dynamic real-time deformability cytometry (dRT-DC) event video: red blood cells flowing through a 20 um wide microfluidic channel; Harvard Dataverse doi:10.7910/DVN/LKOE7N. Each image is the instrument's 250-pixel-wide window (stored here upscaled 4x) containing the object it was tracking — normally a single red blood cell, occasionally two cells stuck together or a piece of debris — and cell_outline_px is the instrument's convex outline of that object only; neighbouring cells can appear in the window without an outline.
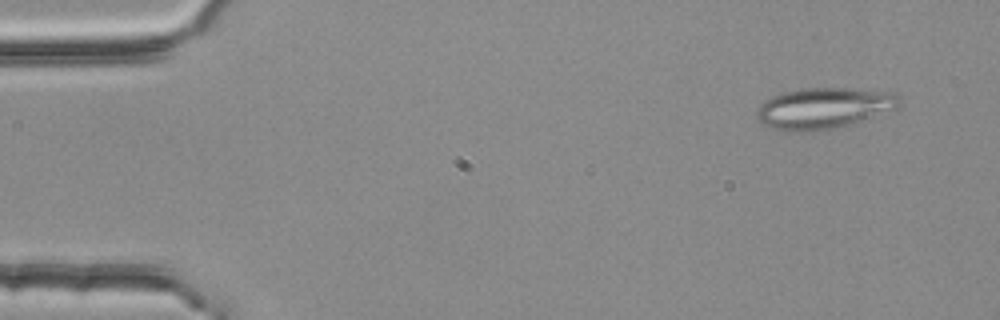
{"species": "common noctule bat (a hibernating species)", "species_latin": "Nyctalus noctula", "temperature_condition": "room temperature", "stored_images_in_passage": 54, "segment_of_instrument_passage": [1, 2], "camera_frame_rate_fps": 3000, "um_per_image_px": 0.085, "animal": {"sex": "female", "body_mass_g": 25.1}, "frame": {"image": 1, "passage_image": 4, "time_ms": 1.0, "image_size_px": [1000, 320], "cell_outline_px": [[900, 108], [848, 124], [832, 128], [808, 132], [788, 132], [772, 128], [764, 124], [756, 116], [756, 112], [760, 104], [764, 100], [772, 96], [784, 92], [800, 88], [852, 88], [888, 92], [896, 96], [900, 100]], "centroid_in_image_um": [69.98, 9.19], "position_along_channel_um": 15.0, "area_um2": 33.99}}